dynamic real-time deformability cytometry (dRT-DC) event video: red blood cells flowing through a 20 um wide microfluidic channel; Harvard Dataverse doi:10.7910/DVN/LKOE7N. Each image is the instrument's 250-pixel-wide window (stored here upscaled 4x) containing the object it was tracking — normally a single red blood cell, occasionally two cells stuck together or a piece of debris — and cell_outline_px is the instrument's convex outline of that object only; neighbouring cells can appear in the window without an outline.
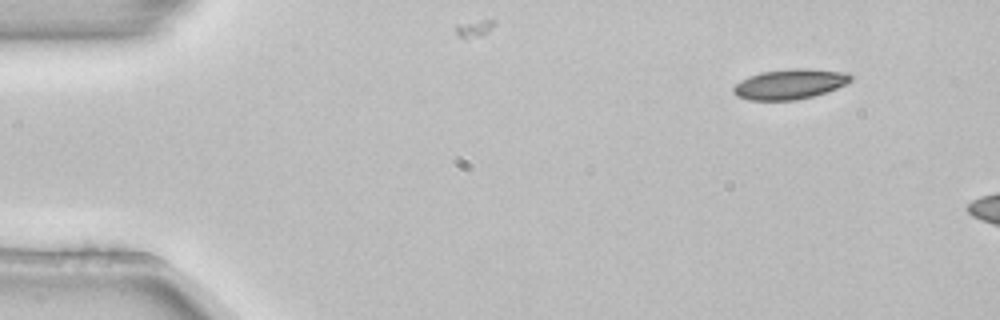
{"species": "common noctule bat (a hibernating species)", "species_latin": "Nyctalus noctula", "temperature_condition": "room temperature", "stored_images_in_passage": 2, "camera_frame_rate_fps": 3000, "um_per_image_px": 0.085, "animal": {"sex": "female", "body_mass_g": 22.7, "forearm_length_mm": 54.2}, "frame": {"image": 1, "passage_image": 1, "time_ms": 0.0, "image_size_px": [1000, 320], "cell_outline_px": [[852, 80], [848, 84], [828, 92], [796, 100], [748, 100], [736, 96], [732, 92], [732, 88], [740, 80], [748, 76], [760, 72], [792, 68], [804, 68], [844, 72], [852, 76]], "centroid_in_image_um": [67.12, 7.15], "position_along_channel_um": 17.9, "area_um2": 20.81}}